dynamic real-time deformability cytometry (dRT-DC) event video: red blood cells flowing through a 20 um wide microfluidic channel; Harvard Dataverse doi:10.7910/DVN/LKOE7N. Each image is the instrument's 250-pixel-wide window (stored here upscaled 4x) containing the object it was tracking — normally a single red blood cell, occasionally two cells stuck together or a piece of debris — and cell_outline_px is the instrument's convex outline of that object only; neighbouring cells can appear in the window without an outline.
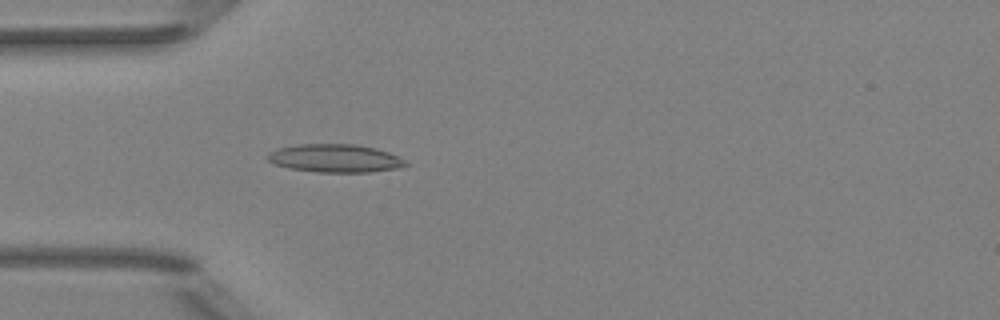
{"species": "Egyptian fruit bat (a non-hibernating species)", "species_latin": "Rousettus aegyptiacus", "temperature_condition": "room temperature", "stored_images_in_passage": 4, "camera_frame_rate_fps": 3000, "um_per_image_px": 0.085, "animal": {"sex": "female"}, "frame": {"image": 1, "passage_image": 4, "time_ms": 4.333, "image_size_px": [1000, 320], "cell_outline_px": [[408, 164], [404, 168], [372, 172], [316, 172], [288, 168], [272, 164], [264, 156], [268, 152], [280, 148], [300, 144], [356, 144], [376, 148], [388, 152], [404, 160]], "centroid_in_image_um": [28.47, 13.46], "position_along_channel_um": 56.5, "area_um2": 22.89}}